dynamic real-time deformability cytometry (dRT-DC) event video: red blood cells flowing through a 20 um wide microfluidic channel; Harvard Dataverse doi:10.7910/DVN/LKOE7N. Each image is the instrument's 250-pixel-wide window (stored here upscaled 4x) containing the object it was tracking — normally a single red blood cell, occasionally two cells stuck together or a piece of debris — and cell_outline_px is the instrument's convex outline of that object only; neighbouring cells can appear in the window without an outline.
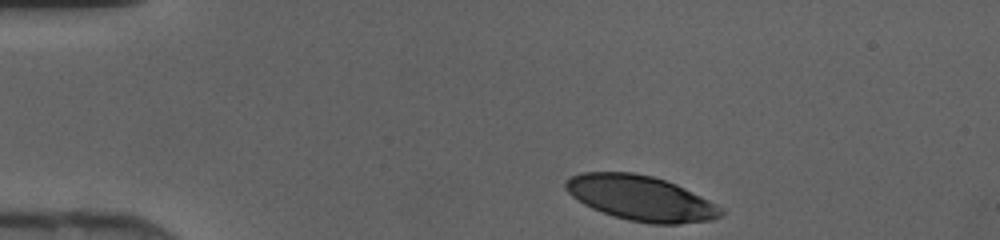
{"species": "human", "species_latin": "Homo sapiens", "temperature_condition": "cold", "stored_images_in_passage": 35, "camera_frame_rate_fps": 3000, "um_per_image_px": 0.085, "donor": {"sex": "female"}, "frame": {"image": 1, "passage_image": 1, "time_ms": 0.0, "image_size_px": [1000, 240], "cell_outline_px": [[724, 212], [720, 216], [712, 220], [680, 224], [652, 224], [628, 220], [592, 208], [584, 204], [572, 196], [564, 188], [564, 184], [572, 176], [580, 172], [632, 172], [652, 176], [676, 184], [716, 204]], "centroid_in_image_um": [54.46, 16.84], "position_along_channel_um": 30.5, "area_um2": 40.4}}
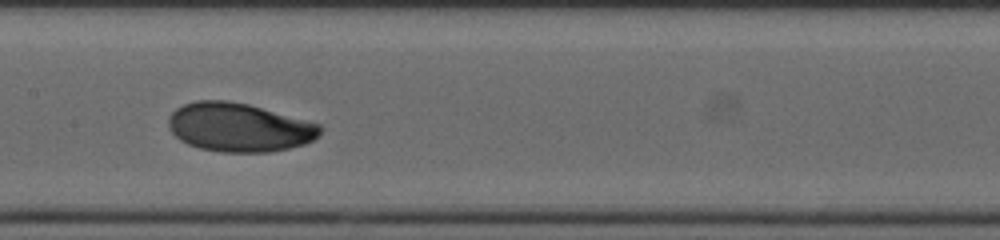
{"frame": {"image": 2, "passage_image": 16, "time_ms": 5.0, "image_size_px": [1000, 240], "cell_outline_px": [[320, 136], [304, 144], [288, 148], [268, 152], [220, 152], [200, 148], [188, 144], [180, 140], [168, 128], [168, 116], [176, 108], [184, 104], [196, 100], [228, 100], [248, 104], [320, 124]], "centroid_in_image_um": [20.28, 10.82], "position_along_channel_um": 187.1, "area_um2": 43.0}}
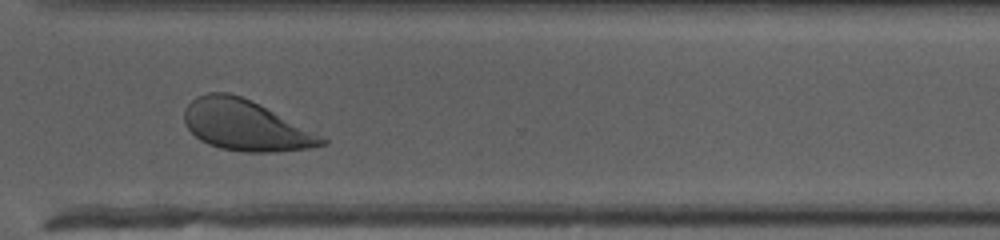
{"frame": {"image": 3, "passage_image": 27, "time_ms": 8.667, "image_size_px": [1000, 240], "cell_outline_px": [[328, 144], [312, 148], [276, 152], [244, 152], [220, 148], [208, 144], [200, 140], [184, 124], [184, 108], [196, 96], [208, 92], [228, 92], [240, 96], [328, 140]], "centroid_in_image_um": [20.79, 10.68], "position_along_channel_um": 349.8, "area_um2": 39.71}}